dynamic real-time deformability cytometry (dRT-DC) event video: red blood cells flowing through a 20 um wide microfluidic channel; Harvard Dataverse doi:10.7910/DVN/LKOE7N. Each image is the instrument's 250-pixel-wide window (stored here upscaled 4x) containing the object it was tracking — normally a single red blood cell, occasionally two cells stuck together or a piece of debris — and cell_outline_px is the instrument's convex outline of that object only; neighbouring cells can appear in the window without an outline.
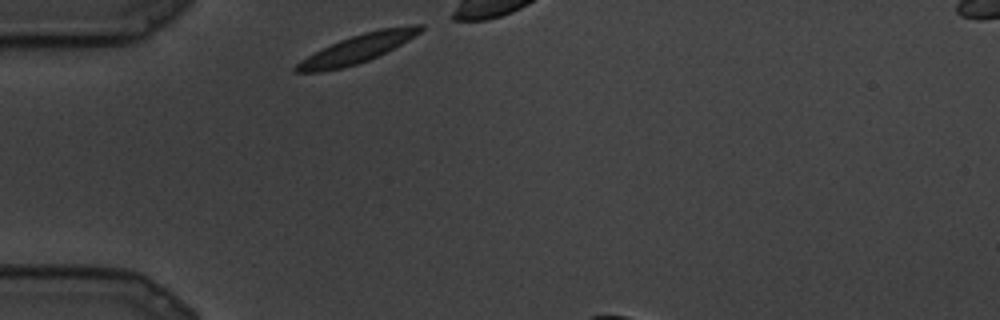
{"species": "common noctule bat (a hibernating species)", "species_latin": "Nyctalus noctula", "temperature_condition": "cold", "stored_images_in_passage": 8, "camera_frame_rate_fps": 3000, "um_per_image_px": 0.085, "animal": {"sex": "male", "body_mass_g": 19.5, "forearm_length_mm": 54.6}, "frame": {"image": 1, "passage_image": 1, "time_ms": 0.0, "image_size_px": [1000, 320], "cell_outline_px": [[424, 28], [420, 32], [408, 40], [368, 60], [344, 68], [320, 72], [296, 72], [292, 68], [296, 64], [308, 56], [340, 40], [364, 32], [380, 28], [408, 24], [424, 24]], "centroid_in_image_um": [30.4, 4.12], "position_along_channel_um": 54.6, "area_um2": 20.23}}